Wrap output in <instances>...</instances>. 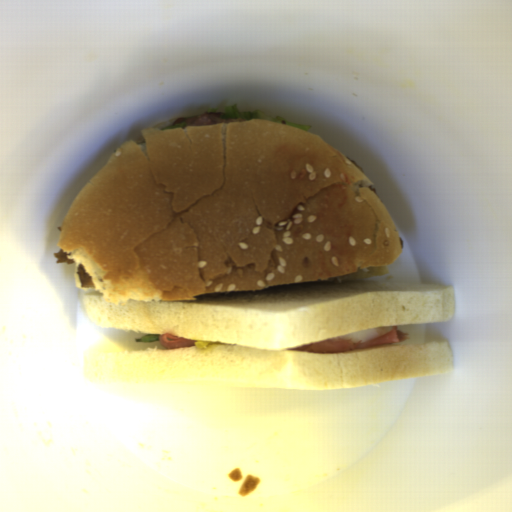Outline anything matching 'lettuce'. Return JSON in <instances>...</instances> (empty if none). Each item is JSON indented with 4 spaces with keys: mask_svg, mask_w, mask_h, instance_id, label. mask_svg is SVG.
Here are the masks:
<instances>
[{
    "mask_svg": "<svg viewBox=\"0 0 512 512\" xmlns=\"http://www.w3.org/2000/svg\"><path fill=\"white\" fill-rule=\"evenodd\" d=\"M159 339H160V334H147V335L141 336L140 338H135L136 343L158 341Z\"/></svg>",
    "mask_w": 512,
    "mask_h": 512,
    "instance_id": "2",
    "label": "lettuce"
},
{
    "mask_svg": "<svg viewBox=\"0 0 512 512\" xmlns=\"http://www.w3.org/2000/svg\"><path fill=\"white\" fill-rule=\"evenodd\" d=\"M222 118H258V119H269L275 122H280L284 125L294 126L298 127L300 129H303L305 131H311L312 126L306 125V124H299L292 121H288L285 117H279V116H271L265 111L256 110V112H248V111H242L238 109L237 104L232 105H226L225 110L223 114L220 116Z\"/></svg>",
    "mask_w": 512,
    "mask_h": 512,
    "instance_id": "1",
    "label": "lettuce"
},
{
    "mask_svg": "<svg viewBox=\"0 0 512 512\" xmlns=\"http://www.w3.org/2000/svg\"><path fill=\"white\" fill-rule=\"evenodd\" d=\"M184 127H185V123L181 122V123H176V124H172L170 126L164 127L162 130H175L177 128H183L184 129Z\"/></svg>",
    "mask_w": 512,
    "mask_h": 512,
    "instance_id": "3",
    "label": "lettuce"
}]
</instances>
